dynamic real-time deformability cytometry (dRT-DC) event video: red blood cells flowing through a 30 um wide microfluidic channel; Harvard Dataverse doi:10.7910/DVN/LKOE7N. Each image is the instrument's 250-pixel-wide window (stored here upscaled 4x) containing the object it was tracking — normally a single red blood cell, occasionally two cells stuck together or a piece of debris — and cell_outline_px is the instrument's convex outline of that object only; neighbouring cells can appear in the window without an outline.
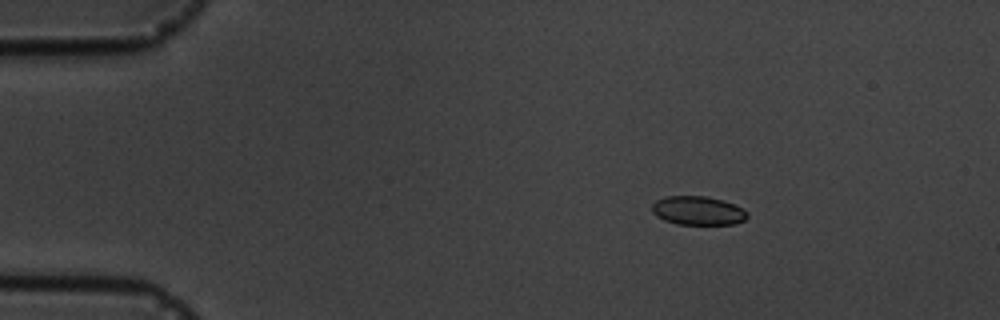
{"species": "common noctule bat (a hibernating species)", "species_latin": "Nyctalus noctula", "temperature_condition": "cold", "stored_images_in_passage": 5, "camera_frame_rate_fps": 3000, "um_per_image_px": 0.085, "animal": {"sex": "male", "body_mass_g": 19.5, "forearm_length_mm": 54.6}, "frame": {"image": 1, "passage_image": 2, "time_ms": 1.333, "image_size_px": [1000, 320], "cell_outline_px": [[748, 216], [744, 220], [736, 224], [676, 224], [664, 220], [656, 216], [652, 212], [652, 204], [656, 200], [668, 196], [708, 196], [724, 200], [748, 212]], "centroid_in_image_um": [59.31, 17.9], "position_along_channel_um": 25.7, "area_um2": 16.01}}
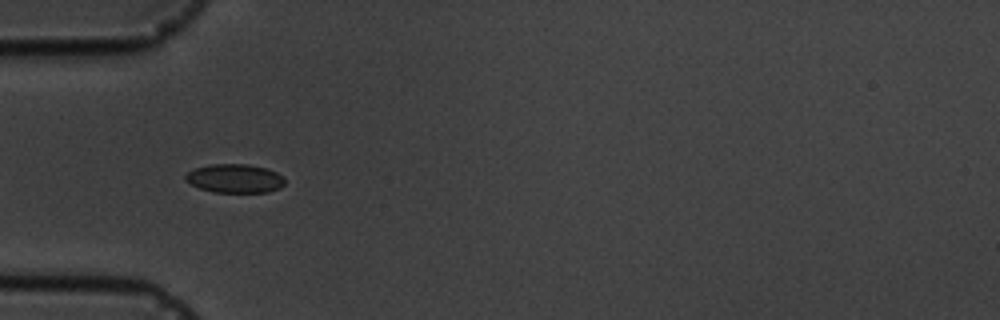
{"frame": {"image": 2, "passage_image": 4, "time_ms": 4.333, "image_size_px": [1000, 320], "cell_outline_px": [[284, 184], [280, 188], [268, 192], [212, 192], [200, 188], [184, 180], [184, 176], [192, 168], [212, 164], [248, 164], [264, 168], [276, 172], [284, 176]], "centroid_in_image_um": [19.94, 15.16], "position_along_channel_um": 65.1, "area_um2": 16.7}}
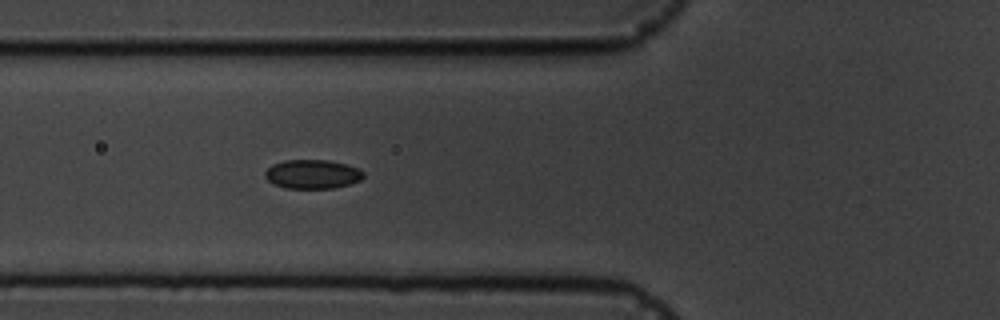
{"frame": {"image": 3, "passage_image": 5, "time_ms": 5.333, "image_size_px": [1000, 320], "cell_outline_px": [[364, 176], [360, 180], [348, 184], [332, 188], [284, 188], [272, 184], [264, 176], [264, 172], [272, 164], [284, 160], [328, 160], [348, 164], [360, 168], [364, 172]], "centroid_in_image_um": [26.55, 14.79], "position_along_channel_um": 99.3, "area_um2": 16.82}}